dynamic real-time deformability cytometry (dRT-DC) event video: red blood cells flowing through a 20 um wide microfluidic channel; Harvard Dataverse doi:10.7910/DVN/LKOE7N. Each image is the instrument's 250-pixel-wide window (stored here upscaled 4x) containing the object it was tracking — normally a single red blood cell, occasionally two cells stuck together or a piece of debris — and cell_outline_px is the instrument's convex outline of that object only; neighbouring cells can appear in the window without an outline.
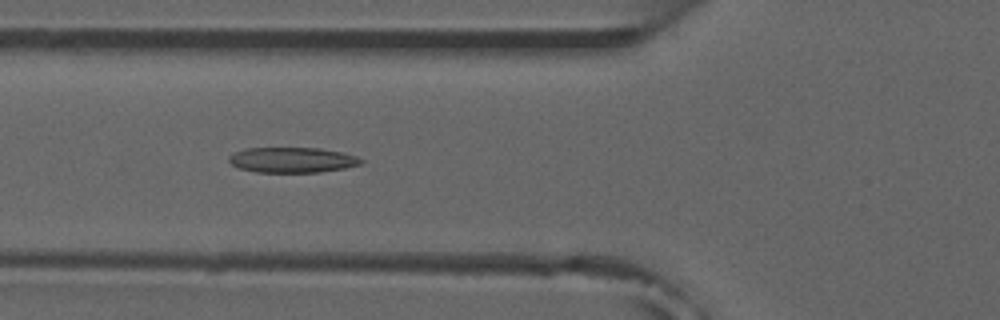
{"species": "common noctule bat (a hibernating species)", "species_latin": "Nyctalus noctula", "temperature_condition": "room temperature", "stored_images_in_passage": 8, "camera_frame_rate_fps": 3000, "um_per_image_px": 0.085, "animal": {"sex": "male", "forearm_length_mm": 52.5}, "frame": {"image": 1, "passage_image": 6, "time_ms": 6.667, "image_size_px": [1000, 320], "cell_outline_px": [[364, 160], [360, 164], [344, 168], [320, 172], [256, 172], [240, 168], [232, 164], [228, 160], [228, 156], [244, 148], [320, 148], [340, 152], [356, 156]], "centroid_in_image_um": [24.83, 13.59], "position_along_channel_um": 101.0, "area_um2": 19.36}}
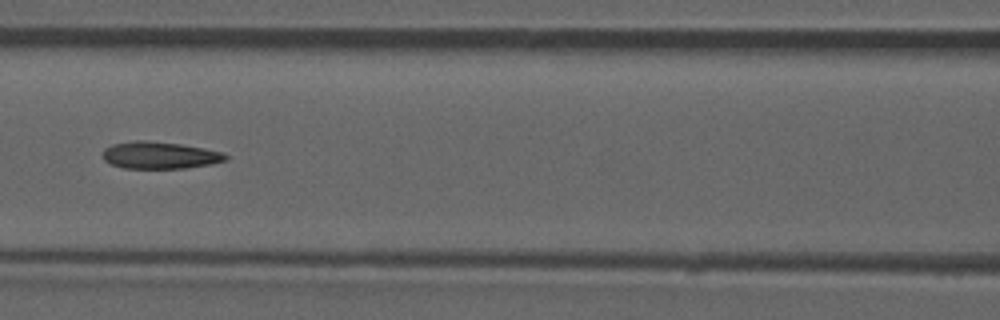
{"frame": {"image": 2, "passage_image": 7, "time_ms": 8.0, "image_size_px": [1000, 320], "cell_outline_px": [[228, 160], [212, 164], [184, 168], [124, 168], [112, 164], [104, 160], [104, 148], [112, 144], [136, 140], [144, 140], [180, 144], [204, 148], [224, 152], [228, 156]], "centroid_in_image_um": [13.62, 13.19], "position_along_channel_um": 153.0, "area_um2": 19.36}}